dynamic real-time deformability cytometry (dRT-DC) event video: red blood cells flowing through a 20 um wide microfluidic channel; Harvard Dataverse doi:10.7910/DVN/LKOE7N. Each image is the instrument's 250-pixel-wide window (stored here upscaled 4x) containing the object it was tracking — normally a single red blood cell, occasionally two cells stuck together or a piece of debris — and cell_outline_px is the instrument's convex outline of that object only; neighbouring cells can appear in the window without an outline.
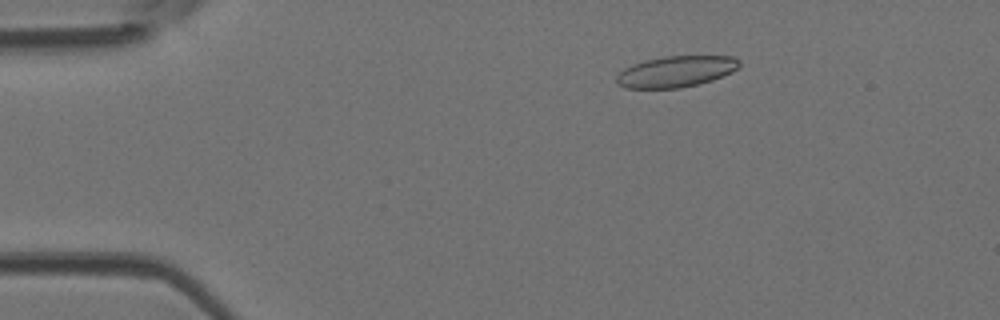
{"species": "Egyptian fruit bat (a non-hibernating species)", "species_latin": "Rousettus aegyptiacus", "temperature_condition": "room temperature", "stored_images_in_passage": 48, "camera_frame_rate_fps": 3000, "um_per_image_px": 0.085, "animal": {"sex": "female"}, "frame": {"image": 1, "passage_image": 8, "time_ms": 2.333, "image_size_px": [1000, 320], "cell_outline_px": [[740, 64], [732, 72], [712, 80], [680, 88], [624, 88], [616, 84], [616, 76], [624, 68], [632, 64], [644, 60], [664, 56], [732, 56], [740, 60]], "centroid_in_image_um": [57.42, 6.08], "position_along_channel_um": 27.6, "area_um2": 22.31}}
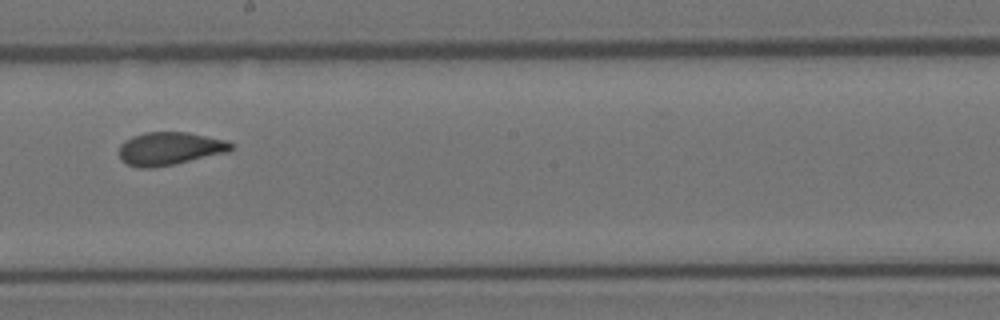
{"frame": {"image": 2, "passage_image": 27, "time_ms": 8.667, "image_size_px": [1000, 320], "cell_outline_px": [[232, 148], [228, 152], [176, 164], [152, 168], [140, 168], [128, 164], [120, 160], [120, 144], [124, 140], [132, 136], [144, 132], [188, 132], [228, 140], [232, 144]], "centroid_in_image_um": [14.42, 12.63], "position_along_channel_um": 233.8, "area_um2": 21.73}}
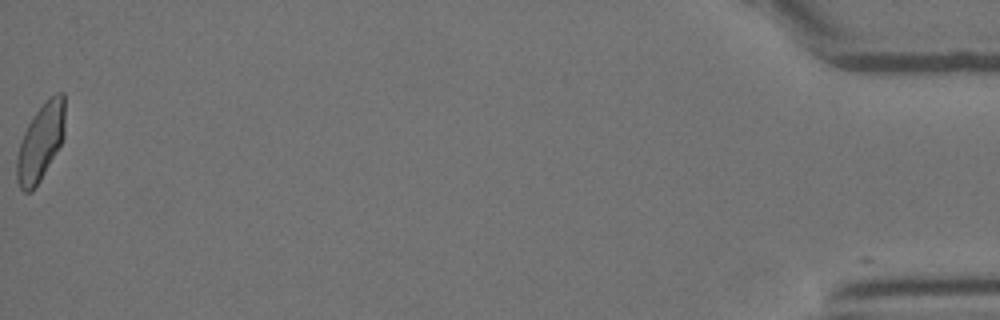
{"frame": {"image": 3, "passage_image": 48, "time_ms": 15.667, "image_size_px": [1000, 320], "cell_outline_px": [[64, 136], [56, 152], [40, 180], [32, 192], [24, 192], [20, 188], [16, 180], [16, 160], [20, 144], [24, 132], [32, 116], [48, 96], [56, 92], [64, 92]], "centroid_in_image_um": [3.44, 12.06], "position_along_channel_um": 431.8, "area_um2": 21.62}, "authors_computed_cell_mechanics": {"area_um2": 21.7039, "velocity_mm_per_s": 4.2409, "shape_relaxation_time_tau1_ms": 5.2058, "shape_relaxation_time_tau2_ms": 1.0353, "deformation_change_tau1": 0.1486, "deformation_change_tau2": 0.0752}}